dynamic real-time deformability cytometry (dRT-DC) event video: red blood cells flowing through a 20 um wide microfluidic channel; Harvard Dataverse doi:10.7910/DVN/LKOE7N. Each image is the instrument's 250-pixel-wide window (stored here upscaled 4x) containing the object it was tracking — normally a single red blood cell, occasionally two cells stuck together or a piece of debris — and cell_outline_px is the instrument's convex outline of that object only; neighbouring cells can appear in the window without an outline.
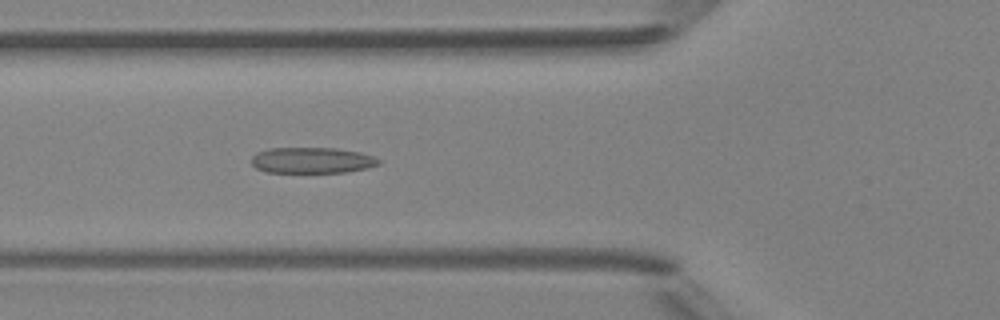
{"species": "Egyptian fruit bat (a non-hibernating species)", "species_latin": "Rousettus aegyptiacus", "temperature_condition": "room temperature", "stored_images_in_passage": 45, "camera_frame_rate_fps": 3000, "um_per_image_px": 0.085, "animal": {"sex": "female"}, "frame": {"image": 1, "passage_image": 17, "time_ms": 5.333, "image_size_px": [1000, 320], "cell_outline_px": [[380, 164], [368, 168], [348, 172], [268, 172], [256, 168], [252, 164], [252, 156], [256, 152], [268, 148], [336, 148], [360, 152], [372, 156], [380, 160]], "centroid_in_image_um": [26.52, 13.62], "position_along_channel_um": 99.3, "area_um2": 19.25}}
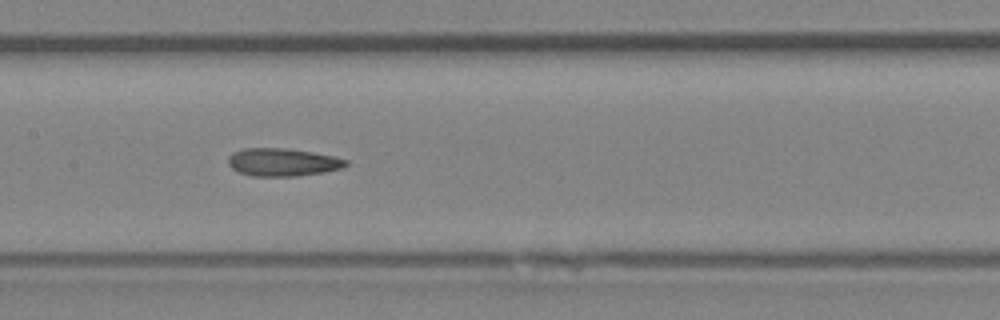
{"frame": {"image": 2, "passage_image": 23, "time_ms": 7.333, "image_size_px": [1000, 320], "cell_outline_px": [[348, 164], [344, 168], [324, 172], [296, 176], [252, 176], [240, 172], [232, 168], [228, 164], [228, 156], [232, 152], [244, 148], [288, 148], [336, 156], [348, 160]], "centroid_in_image_um": [24.05, 13.78], "position_along_channel_um": 183.4, "area_um2": 19.31}}
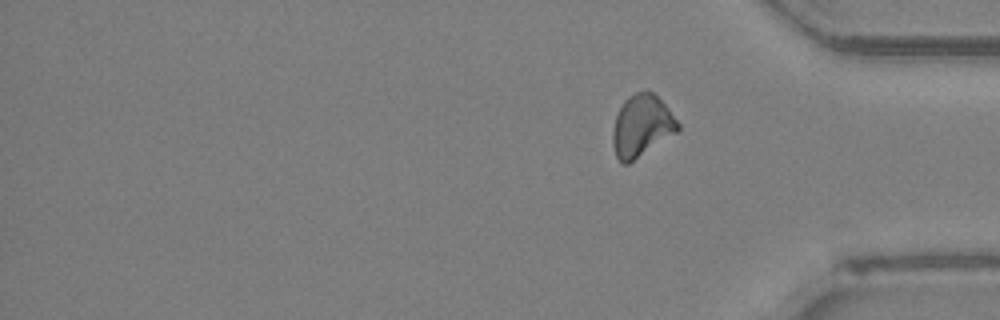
{"frame": {"image": 3, "passage_image": 45, "time_ms": 14.667, "image_size_px": [1000, 320], "cell_outline_px": [[680, 132], [628, 164], [620, 164], [616, 156], [612, 144], [612, 132], [616, 116], [624, 100], [628, 96], [644, 88], [648, 88], [668, 108], [680, 124]], "centroid_in_image_um": [54.56, 10.71], "position_along_channel_um": 380.6, "area_um2": 23.99}, "authors_computed_cell_mechanics": {"area_um2": 19.2474, "velocity_mm_per_s": 4.1961, "shape_relaxation_time_tau1_ms": null, "shape_relaxation_time_tau2_ms": 2.7337, "deformation_change_tau1": null, "deformation_change_tau2": 0.1144}}